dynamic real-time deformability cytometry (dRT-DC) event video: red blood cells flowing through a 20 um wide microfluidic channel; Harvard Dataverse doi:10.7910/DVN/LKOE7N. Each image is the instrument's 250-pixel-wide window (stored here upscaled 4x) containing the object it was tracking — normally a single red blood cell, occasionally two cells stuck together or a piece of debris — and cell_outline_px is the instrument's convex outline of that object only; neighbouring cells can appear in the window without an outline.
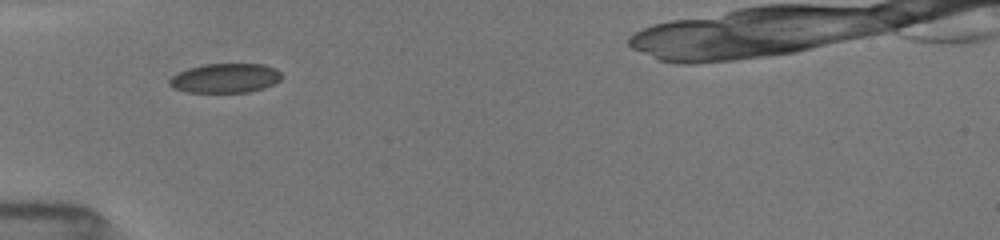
{"species": "common noctule bat (a hibernating species)", "species_latin": "Nyctalus noctula", "temperature_condition": "room temperature", "stored_images_in_passage": 58, "camera_frame_rate_fps": 3000, "um_per_image_px": 0.085, "animal": {"sex": "female", "body_mass_g": 19.5, "forearm_length_mm": 54.1}, "frame": {"image": 1, "passage_image": 1, "time_ms": 0.0, "image_size_px": [1000, 240], "cell_outline_px": [[284, 76], [280, 80], [264, 88], [248, 92], [184, 92], [172, 88], [168, 84], [168, 80], [176, 72], [188, 68], [204, 64], [264, 64], [276, 68]], "centroid_in_image_um": [19.12, 6.64], "position_along_channel_um": 65.9, "area_um2": 19.48}}
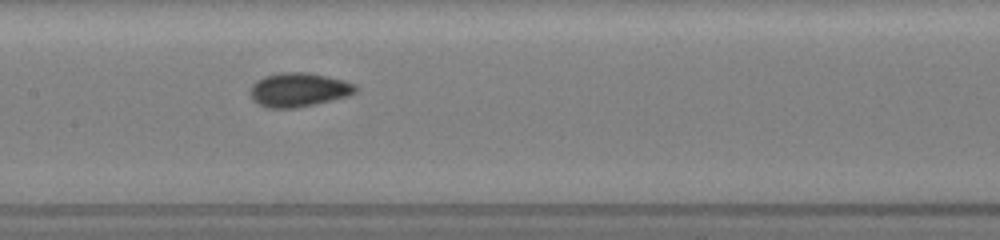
{"frame": {"image": 2, "passage_image": 22, "time_ms": 3.0, "image_size_px": [1000, 240], "cell_outline_px": [[360, 88], [356, 92], [348, 96], [316, 104], [296, 108], [268, 108], [252, 100], [252, 84], [256, 80], [264, 76], [280, 72], [308, 72], [328, 76], [344, 80], [356, 84]], "centroid_in_image_um": [25.44, 7.62], "position_along_channel_um": 182.0, "area_um2": 21.04}}
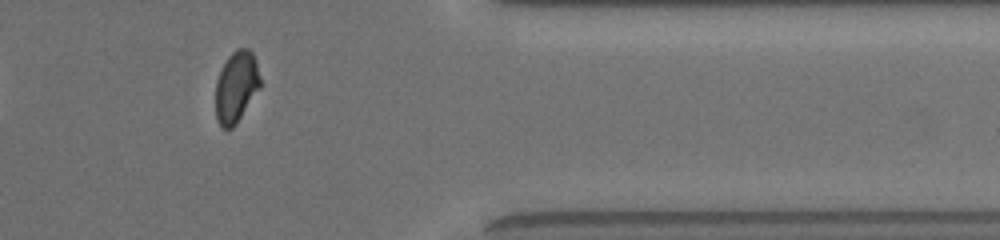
{"frame": {"image": 3, "passage_image": 47, "time_ms": 8.667, "image_size_px": [1000, 240], "cell_outline_px": [[260, 88], [236, 124], [232, 128], [224, 128], [216, 120], [216, 80], [228, 56], [236, 48], [248, 48], [252, 52], [256, 64], [260, 80]], "centroid_in_image_um": [20.07, 7.38], "position_along_channel_um": 391.3, "area_um2": 18.32}}